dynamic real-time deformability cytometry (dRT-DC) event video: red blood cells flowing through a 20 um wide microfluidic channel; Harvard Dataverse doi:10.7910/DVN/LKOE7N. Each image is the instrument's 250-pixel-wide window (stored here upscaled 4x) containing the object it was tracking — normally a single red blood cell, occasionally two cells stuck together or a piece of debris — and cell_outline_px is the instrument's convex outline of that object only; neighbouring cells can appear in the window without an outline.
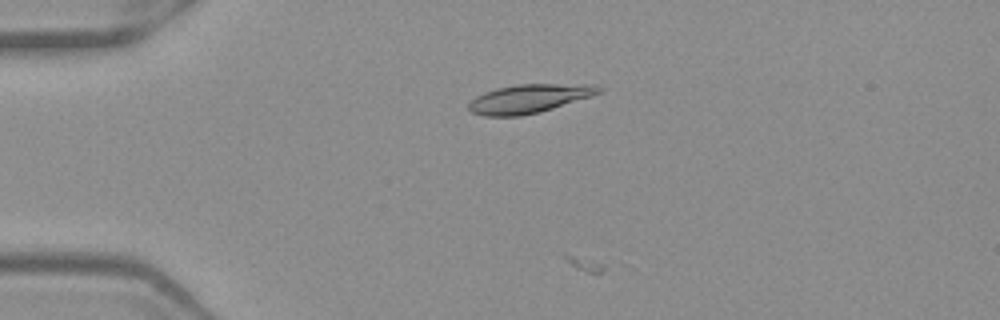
{"species": "Egyptian fruit bat (a non-hibernating species)", "species_latin": "Rousettus aegyptiacus", "temperature_condition": "warm", "stored_images_in_passage": 18, "camera_frame_rate_fps": 3000, "um_per_image_px": 0.085, "frame": {"image": 1, "passage_image": 1, "time_ms": 0.0, "image_size_px": [1000, 320], "cell_outline_px": [[564, 100], [556, 104], [532, 112], [488, 112], [508, 88], [564, 88]], "centroid_in_image_um": [44.87, 8.47], "position_along_channel_um": 40.1, "area_um2": 10.17}}
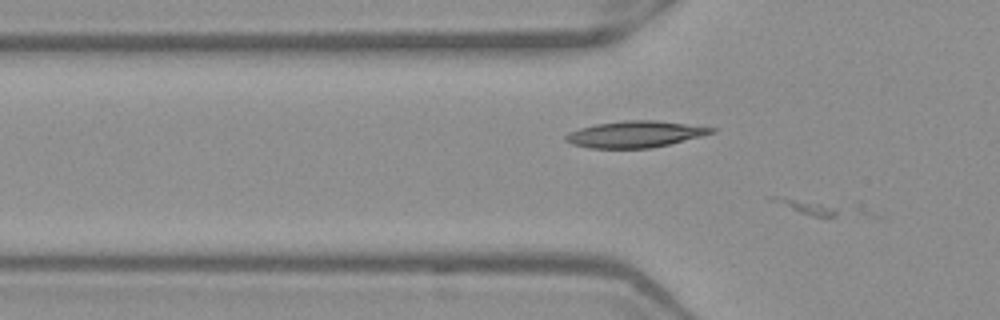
{"frame": {"image": 2, "passage_image": 6, "time_ms": 1.667, "image_size_px": [1000, 320], "cell_outline_px": [[684, 136], [676, 140], [660, 144], [632, 148], [612, 148], [612, 124], [672, 124], [680, 128]], "centroid_in_image_um": [54.71, 11.47], "position_along_channel_um": 71.1, "area_um2": 10.46}}
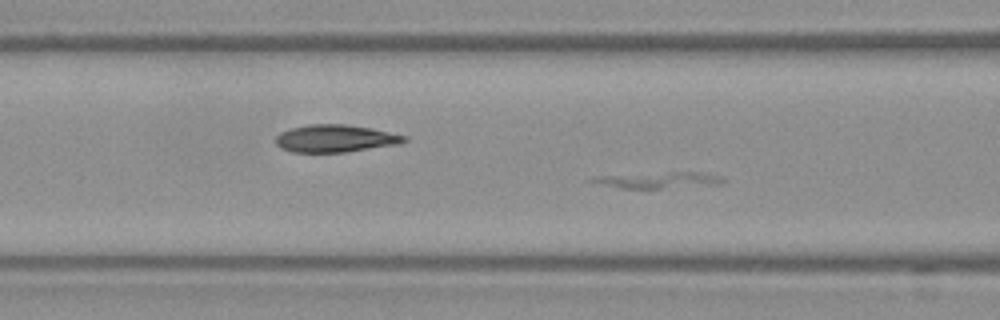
{"frame": {"image": 3, "passage_image": 11, "time_ms": 3.333, "image_size_px": [1000, 320], "cell_outline_px": [[400, 140], [356, 148], [324, 152], [308, 152], [292, 148], [308, 128], [356, 128], [396, 136]], "centroid_in_image_um": [28.88, 11.85], "position_along_channel_um": 137.7, "area_um2": 12.89}}